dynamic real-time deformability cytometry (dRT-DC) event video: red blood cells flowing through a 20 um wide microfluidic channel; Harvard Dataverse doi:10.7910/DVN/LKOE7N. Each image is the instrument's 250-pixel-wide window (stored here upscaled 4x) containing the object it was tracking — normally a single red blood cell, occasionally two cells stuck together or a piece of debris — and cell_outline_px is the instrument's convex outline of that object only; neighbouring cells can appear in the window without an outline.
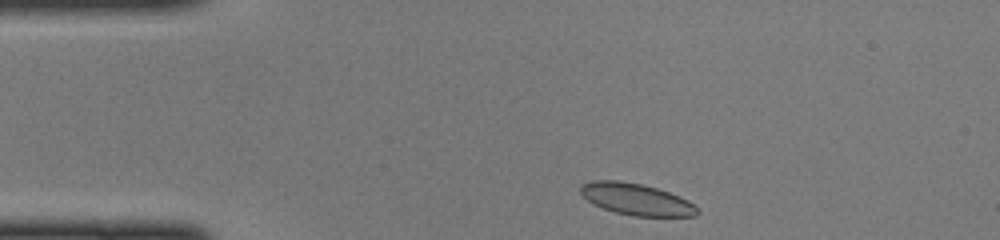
{"species": "common noctule bat (a hibernating species)", "species_latin": "Nyctalus noctula", "temperature_condition": "cold", "stored_images_in_passage": 40, "camera_frame_rate_fps": 3000, "um_per_image_px": 0.085, "animal": {"sex": "female", "body_mass_g": 22.0, "forearm_length_mm": 56.7}, "frame": {"image": 1, "passage_image": 1, "time_ms": 0.0, "image_size_px": [1000, 240], "cell_outline_px": [[700, 212], [696, 216], [632, 216], [616, 212], [604, 208], [588, 200], [580, 192], [580, 184], [592, 180], [620, 180], [640, 184], [656, 188], [680, 196], [688, 200]], "centroid_in_image_um": [54.08, 16.93], "position_along_channel_um": 30.9, "area_um2": 21.33}}
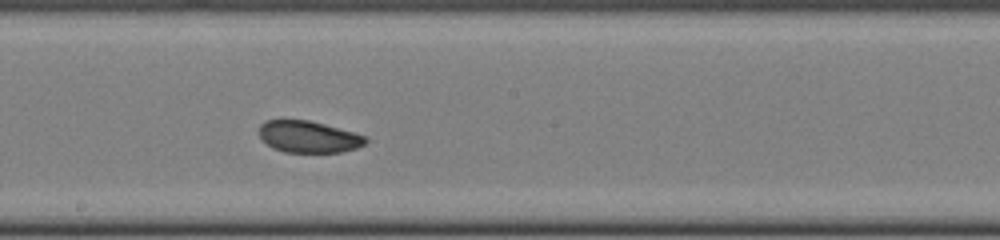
{"frame": {"image": 2, "passage_image": 18, "time_ms": 5.667, "image_size_px": [1000, 240], "cell_outline_px": [[368, 140], [364, 144], [356, 148], [340, 152], [284, 152], [272, 148], [260, 136], [260, 124], [264, 120], [308, 120], [356, 132], [368, 136]], "centroid_in_image_um": [26.26, 11.62], "position_along_channel_um": 221.9, "area_um2": 19.71}}
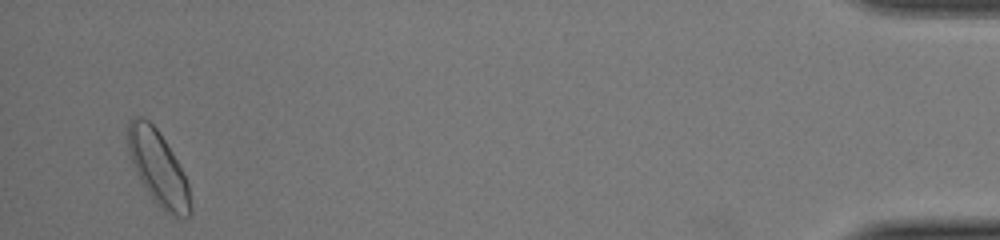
{"frame": {"image": 3, "passage_image": 38, "time_ms": 12.333, "image_size_px": [1000, 240], "cell_outline_px": [[192, 212], [188, 216], [176, 220], [164, 212], [156, 204], [140, 180], [128, 152], [128, 120], [136, 116], [140, 116], [148, 120], [156, 128], [172, 152], [184, 172], [188, 184], [192, 204]], "centroid_in_image_um": [13.48, 14.35], "position_along_channel_um": 421.7, "area_um2": 27.28}}